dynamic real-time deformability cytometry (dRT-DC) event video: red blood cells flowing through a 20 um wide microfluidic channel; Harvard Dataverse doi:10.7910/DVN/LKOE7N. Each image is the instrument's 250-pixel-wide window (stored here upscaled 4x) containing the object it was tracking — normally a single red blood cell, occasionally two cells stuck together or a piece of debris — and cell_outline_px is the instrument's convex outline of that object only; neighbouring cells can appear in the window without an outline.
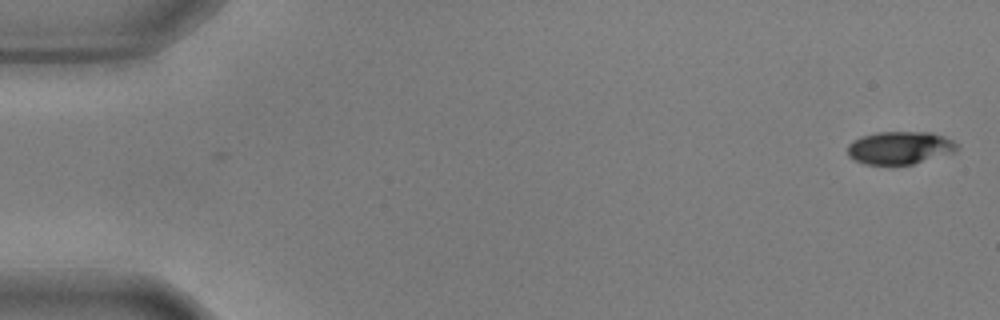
{"species": "common noctule bat (a hibernating species)", "species_latin": "Nyctalus noctula", "temperature_condition": "warm", "stored_images_in_passage": 2, "camera_frame_rate_fps": 3000, "um_per_image_px": 0.085, "animal": {"sex": "male", "body_mass_g": 17.9, "forearm_length_mm": 54.2}, "frame": {"image": 1, "passage_image": 2, "time_ms": 0.333, "image_size_px": [1000, 320], "cell_outline_px": [[960, 144], [952, 152], [912, 164], [864, 164], [848, 156], [848, 144], [852, 140], [860, 136], [876, 132], [932, 132], [944, 136]], "centroid_in_image_um": [76.45, 12.54], "position_along_channel_um": 8.6, "area_um2": 20.81}}